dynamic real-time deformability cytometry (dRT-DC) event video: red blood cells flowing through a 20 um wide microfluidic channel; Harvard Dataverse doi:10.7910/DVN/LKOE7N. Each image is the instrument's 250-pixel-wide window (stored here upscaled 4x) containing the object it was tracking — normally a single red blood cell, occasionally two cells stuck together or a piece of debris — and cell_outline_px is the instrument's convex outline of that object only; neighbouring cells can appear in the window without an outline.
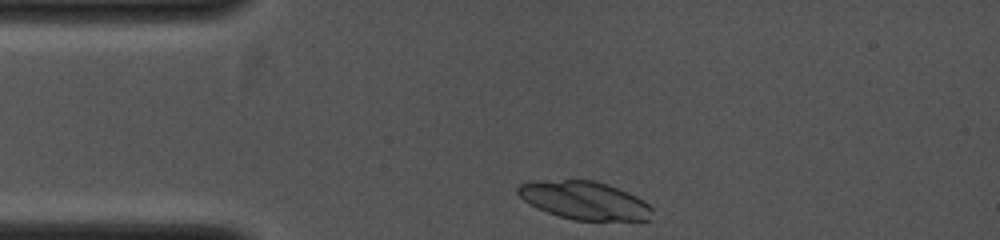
{"species": "common noctule bat (a hibernating species)", "species_latin": "Nyctalus noctula", "temperature_condition": "cold", "stored_images_in_passage": 5, "camera_frame_rate_fps": 4000, "um_per_image_px": 0.085, "animal": {"sex": "female", "body_mass_g": 19.0, "forearm_length_mm": 53.3}, "frame": {"image": 1, "passage_image": 1, "time_ms": 0.0, "image_size_px": [1000, 240], "cell_outline_px": [[652, 220], [572, 220], [536, 208], [524, 200], [516, 192], [516, 188], [520, 184], [564, 180], [592, 180], [608, 184], [628, 192], [636, 196], [648, 204], [652, 208]], "centroid_in_image_um": [49.72, 17.05], "position_along_channel_um": 35.3, "area_um2": 29.48}}